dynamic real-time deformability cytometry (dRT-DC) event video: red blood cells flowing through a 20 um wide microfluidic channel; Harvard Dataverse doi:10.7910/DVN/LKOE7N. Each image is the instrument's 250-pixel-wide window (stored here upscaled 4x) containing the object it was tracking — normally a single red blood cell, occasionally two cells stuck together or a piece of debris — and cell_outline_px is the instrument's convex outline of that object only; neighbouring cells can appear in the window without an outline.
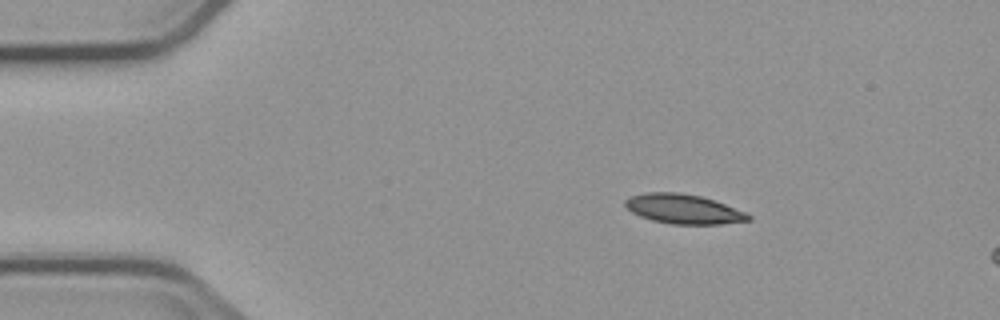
{"species": "common noctule bat (a hibernating species)", "species_latin": "Nyctalus noctula", "temperature_condition": "cold", "stored_images_in_passage": 5, "camera_frame_rate_fps": 3000, "um_per_image_px": 0.085, "animal": {"sex": "male", "body_mass_g": 23.1, "forearm_length_mm": 52.7}, "frame": {"image": 1, "passage_image": 2, "time_ms": 1.333, "image_size_px": [1000, 320], "cell_outline_px": [[752, 220], [720, 224], [672, 224], [652, 220], [640, 216], [632, 212], [624, 204], [624, 200], [628, 196], [644, 192], [680, 192], [700, 196], [724, 204], [744, 212], [752, 216]], "centroid_in_image_um": [58.05, 17.76], "position_along_channel_um": 26.9, "area_um2": 21.15}}